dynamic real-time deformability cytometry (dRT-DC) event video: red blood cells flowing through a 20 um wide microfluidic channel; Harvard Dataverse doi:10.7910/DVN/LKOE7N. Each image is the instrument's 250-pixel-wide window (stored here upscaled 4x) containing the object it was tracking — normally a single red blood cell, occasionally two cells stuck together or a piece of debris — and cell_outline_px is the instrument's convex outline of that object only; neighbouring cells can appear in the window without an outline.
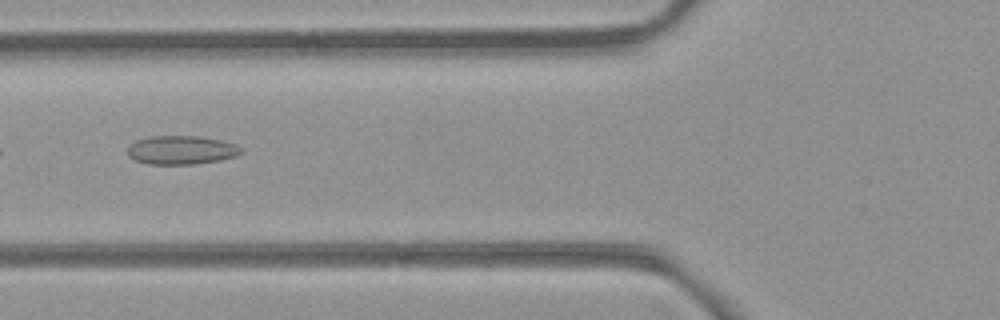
{"species": "common noctule bat (a hibernating species)", "species_latin": "Nyctalus noctula", "temperature_condition": "room temperature", "stored_images_in_passage": 3, "camera_frame_rate_fps": 3000, "um_per_image_px": 0.085, "animal": {"sex": "female", "body_mass_g": 21.9}, "frame": {"image": 1, "passage_image": 3, "time_ms": 2.0, "image_size_px": [1000, 320], "cell_outline_px": [[244, 152], [236, 156], [220, 160], [196, 164], [148, 164], [136, 160], [128, 156], [128, 144], [136, 140], [148, 136], [200, 136], [220, 140], [236, 144], [244, 148]], "centroid_in_image_um": [15.43, 12.75], "position_along_channel_um": 110.4, "area_um2": 19.25}}